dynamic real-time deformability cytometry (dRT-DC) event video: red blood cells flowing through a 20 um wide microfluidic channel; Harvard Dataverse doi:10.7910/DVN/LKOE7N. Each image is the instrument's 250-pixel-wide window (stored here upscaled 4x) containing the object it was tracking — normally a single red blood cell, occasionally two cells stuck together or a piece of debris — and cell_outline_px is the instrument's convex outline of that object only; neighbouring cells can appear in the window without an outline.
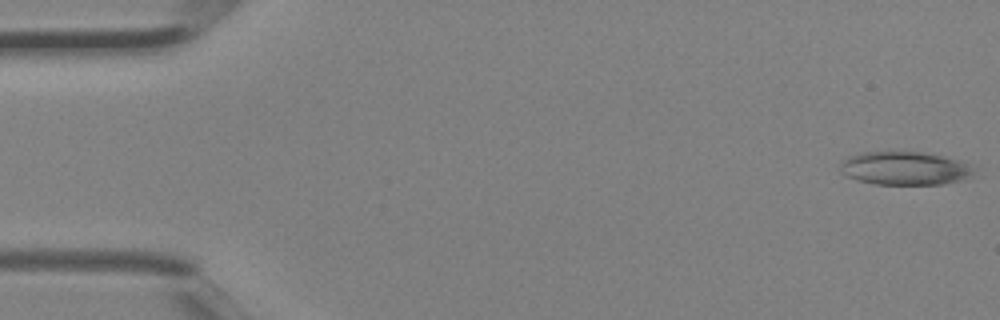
{"species": "Egyptian fruit bat (a non-hibernating species)", "species_latin": "Rousettus aegyptiacus", "temperature_condition": "room temperature", "stored_images_in_passage": 3, "camera_frame_rate_fps": 3000, "um_per_image_px": 0.085, "animal": {"sex": "female"}, "frame": {"image": 1, "passage_image": 3, "time_ms": 0.667, "image_size_px": [1000, 320], "cell_outline_px": [[972, 176], [964, 180], [944, 184], [876, 184], [856, 180], [840, 172], [840, 164], [848, 156], [860, 152], [920, 152], [940, 156], [964, 164], [972, 172]], "centroid_in_image_um": [76.8, 14.32], "position_along_channel_um": 8.2, "area_um2": 25.43}}